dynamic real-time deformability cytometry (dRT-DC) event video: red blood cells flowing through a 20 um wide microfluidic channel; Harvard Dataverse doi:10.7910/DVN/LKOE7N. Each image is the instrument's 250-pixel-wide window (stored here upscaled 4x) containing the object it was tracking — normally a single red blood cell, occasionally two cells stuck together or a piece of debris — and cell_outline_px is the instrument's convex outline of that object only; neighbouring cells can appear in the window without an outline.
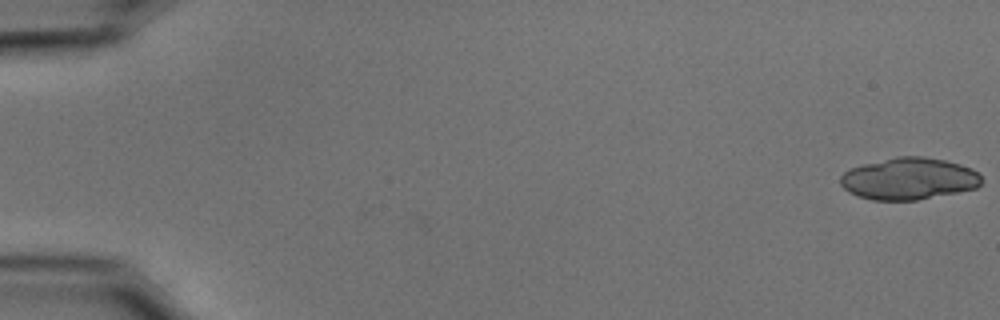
{"species": "common noctule bat (a hibernating species)", "species_latin": "Nyctalus noctula", "temperature_condition": "cold", "stored_images_in_passage": 19, "camera_frame_rate_fps": 3000, "um_per_image_px": 0.085, "animal": {"sex": "male", "body_mass_g": 15.6}, "frame": {"image": 1, "passage_image": 1, "time_ms": 0.0, "image_size_px": [1000, 320], "cell_outline_px": [[980, 184], [976, 188], [916, 200], [872, 200], [848, 192], [840, 184], [840, 176], [844, 172], [852, 168], [864, 164], [896, 156], [924, 156], [944, 160], [960, 164], [972, 168], [980, 176]], "centroid_in_image_um": [77.23, 15.18], "position_along_channel_um": 7.8, "area_um2": 34.22}}